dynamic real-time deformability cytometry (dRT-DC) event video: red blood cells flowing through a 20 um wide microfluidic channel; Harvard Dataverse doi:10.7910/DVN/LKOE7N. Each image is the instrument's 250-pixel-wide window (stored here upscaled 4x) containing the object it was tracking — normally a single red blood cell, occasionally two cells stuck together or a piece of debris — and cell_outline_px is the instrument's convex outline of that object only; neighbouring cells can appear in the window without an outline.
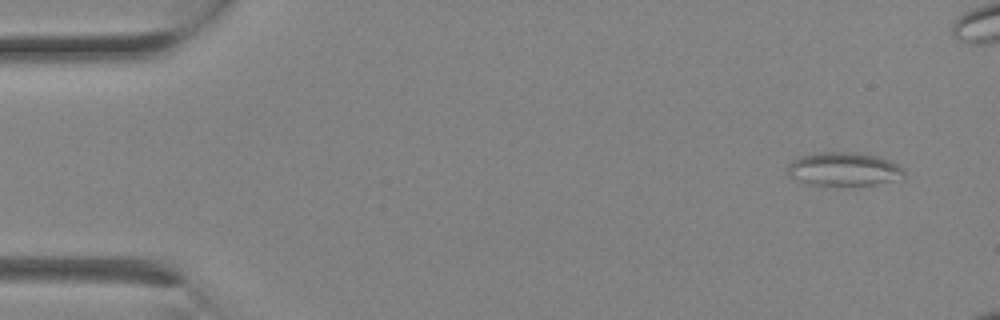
{"species": "Egyptian fruit bat (a non-hibernating species)", "species_latin": "Rousettus aegyptiacus", "temperature_condition": "room temperature", "stored_images_in_passage": 2, "camera_frame_rate_fps": 3000, "um_per_image_px": 0.085, "animal": {"sex": "female"}, "frame": {"image": 1, "passage_image": 2, "time_ms": 0.333, "image_size_px": [1000, 320], "cell_outline_px": [[904, 176], [892, 180], [872, 184], [808, 184], [788, 176], [788, 164], [792, 160], [800, 156], [820, 152], [860, 152], [876, 156], [888, 160], [904, 168]], "centroid_in_image_um": [71.68, 14.34], "position_along_channel_um": 13.3, "area_um2": 22.37}}